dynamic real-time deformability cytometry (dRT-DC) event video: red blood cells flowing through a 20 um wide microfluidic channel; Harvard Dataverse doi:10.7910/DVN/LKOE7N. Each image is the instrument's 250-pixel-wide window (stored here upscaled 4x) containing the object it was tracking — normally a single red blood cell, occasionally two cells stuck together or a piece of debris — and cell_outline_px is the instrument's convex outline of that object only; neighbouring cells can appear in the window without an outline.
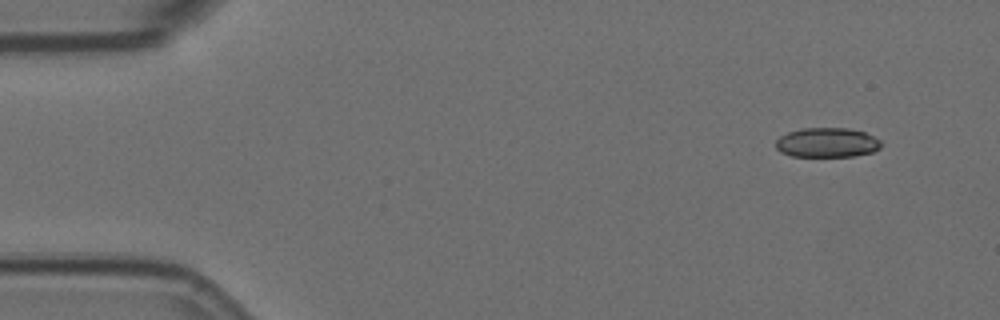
{"species": "Egyptian fruit bat (a non-hibernating species)", "species_latin": "Rousettus aegyptiacus", "temperature_condition": "room temperature", "stored_images_in_passage": 5, "camera_frame_rate_fps": 3000, "um_per_image_px": 0.085, "animal": {"sex": "female"}, "frame": {"image": 1, "passage_image": 1, "time_ms": 0.0, "image_size_px": [1000, 320], "cell_outline_px": [[884, 144], [880, 148], [872, 152], [856, 156], [792, 156], [780, 152], [776, 148], [776, 140], [780, 136], [788, 132], [800, 128], [848, 128], [864, 132], [880, 140]], "centroid_in_image_um": [70.31, 12.12], "position_along_channel_um": 14.7, "area_um2": 18.26}}